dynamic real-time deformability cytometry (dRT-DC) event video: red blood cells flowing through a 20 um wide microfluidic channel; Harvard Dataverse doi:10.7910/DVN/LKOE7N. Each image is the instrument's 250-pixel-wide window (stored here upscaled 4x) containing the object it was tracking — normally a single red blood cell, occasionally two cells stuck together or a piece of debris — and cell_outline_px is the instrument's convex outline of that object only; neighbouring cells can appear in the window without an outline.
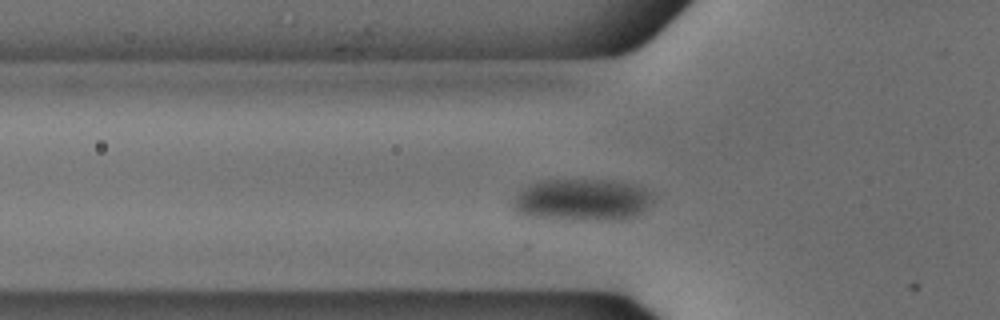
{"species": "common noctule bat (a hibernating species)", "species_latin": "Nyctalus noctula", "temperature_condition": "cold", "stored_images_in_passage": 48, "camera_frame_rate_fps": 3000, "um_per_image_px": 0.085, "animal": {"sex": "male", "body_mass_g": 18.8}, "frame": {"image": 1, "passage_image": 11, "time_ms": 3.333, "image_size_px": [1000, 320], "cell_outline_px": [[652, 200], [636, 216], [628, 220], [544, 220], [516, 216], [512, 208], [512, 196], [520, 188], [544, 180], [600, 180], [632, 184], [644, 188], [652, 196]], "centroid_in_image_um": [49.31, 17.04], "position_along_channel_um": 76.5, "area_um2": 35.26}}
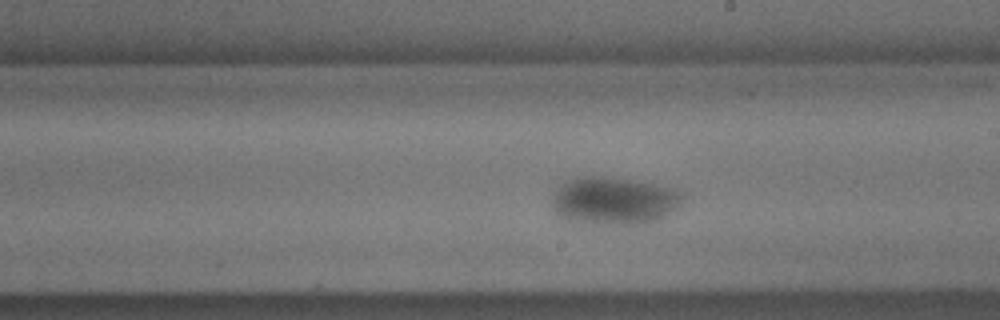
{"frame": {"image": 2, "passage_image": 24, "time_ms": 7.667, "image_size_px": [1000, 320], "cell_outline_px": [[684, 196], [680, 204], [676, 208], [664, 216], [656, 220], [640, 224], [616, 224], [572, 220], [556, 216], [552, 208], [552, 192], [564, 180], [580, 176], [604, 176], [652, 184], [668, 188]], "centroid_in_image_um": [52.08, 17.05], "position_along_channel_um": 236.9, "area_um2": 35.78}}
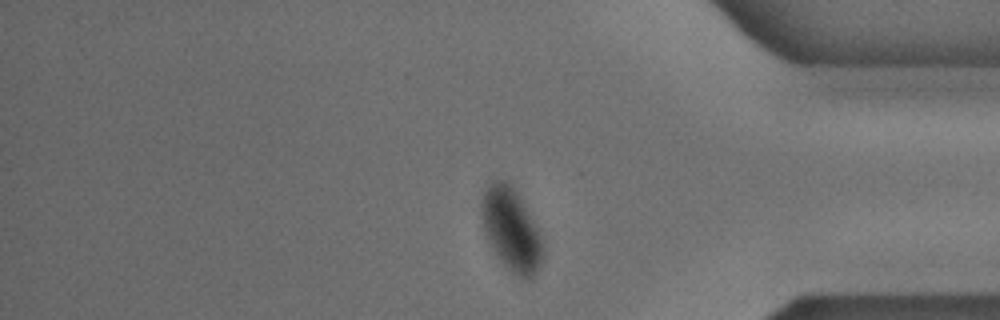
{"frame": {"image": 3, "passage_image": 38, "time_ms": 12.333, "image_size_px": [1000, 320], "cell_outline_px": [[544, 256], [540, 264], [532, 276], [524, 280], [516, 276], [500, 260], [492, 248], [484, 232], [480, 216], [480, 200], [488, 184], [492, 180], [500, 180], [512, 184], [532, 220], [540, 236], [544, 248]], "centroid_in_image_um": [43.41, 19.5], "position_along_channel_um": 391.8, "area_um2": 29.36}}